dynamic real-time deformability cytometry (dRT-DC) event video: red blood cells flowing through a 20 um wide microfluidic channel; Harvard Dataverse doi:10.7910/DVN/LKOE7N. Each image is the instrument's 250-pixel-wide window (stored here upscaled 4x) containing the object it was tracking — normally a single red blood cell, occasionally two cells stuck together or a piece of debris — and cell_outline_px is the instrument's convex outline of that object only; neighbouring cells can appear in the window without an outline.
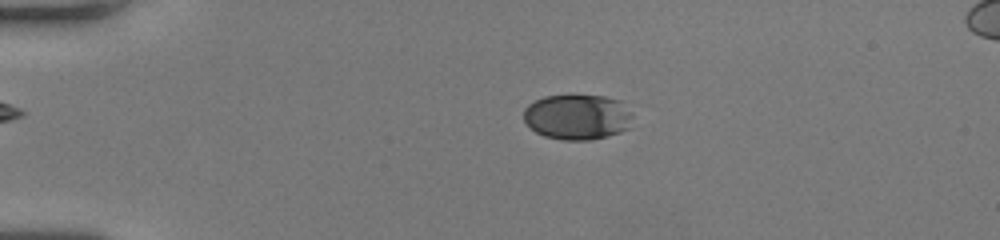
{"species": "human", "species_latin": "Homo sapiens", "temperature_condition": "room temperature", "stored_images_in_passage": 44, "camera_frame_rate_fps": 3000, "um_per_image_px": 0.085, "donor": {"sex": "female"}, "frame": {"image": 1, "passage_image": 4, "time_ms": 1.0, "image_size_px": [1000, 240], "cell_outline_px": [[632, 128], [608, 136], [592, 140], [564, 140], [544, 136], [536, 132], [524, 120], [524, 108], [528, 104], [544, 96], [604, 96], [620, 100], [632, 112]], "centroid_in_image_um": [49.13, 9.95], "position_along_channel_um": 35.9, "area_um2": 29.02}}
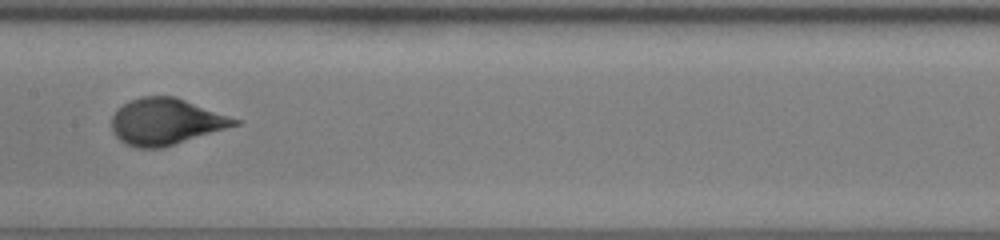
{"frame": {"image": 2, "passage_image": 20, "time_ms": 6.333, "image_size_px": [1000, 240], "cell_outline_px": [[240, 124], [160, 148], [136, 148], [124, 144], [112, 132], [112, 116], [124, 104], [140, 96], [176, 96], [240, 120]], "centroid_in_image_um": [14.07, 10.33], "position_along_channel_um": 193.3, "area_um2": 32.89}}
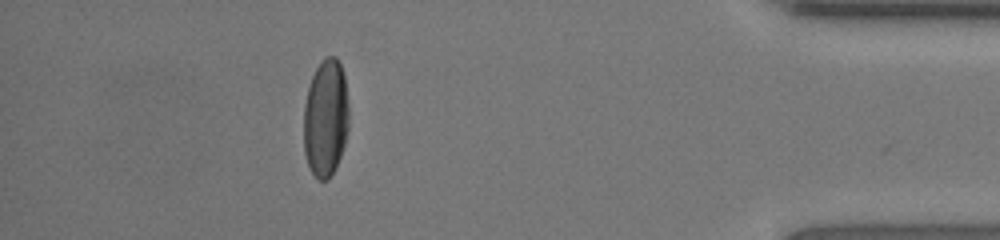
{"frame": {"image": 3, "passage_image": 39, "time_ms": 12.667, "image_size_px": [1000, 240], "cell_outline_px": [[348, 128], [344, 144], [336, 168], [328, 180], [320, 180], [312, 172], [308, 164], [304, 152], [304, 104], [308, 88], [312, 76], [320, 60], [324, 56], [336, 56], [340, 64], [344, 76], [348, 104]], "centroid_in_image_um": [27.68, 10.02], "position_along_channel_um": 407.5, "area_um2": 31.04}, "authors_computed_cell_mechanics": {"area_um2": 31.6455, "velocity_mm_per_s": 4.072, "shape_relaxation_time_tau1_ms": 4.0233, "shape_relaxation_time_tau2_ms": null, "deformation_change_tau1": 0.2049, "deformation_change_tau2": null}}